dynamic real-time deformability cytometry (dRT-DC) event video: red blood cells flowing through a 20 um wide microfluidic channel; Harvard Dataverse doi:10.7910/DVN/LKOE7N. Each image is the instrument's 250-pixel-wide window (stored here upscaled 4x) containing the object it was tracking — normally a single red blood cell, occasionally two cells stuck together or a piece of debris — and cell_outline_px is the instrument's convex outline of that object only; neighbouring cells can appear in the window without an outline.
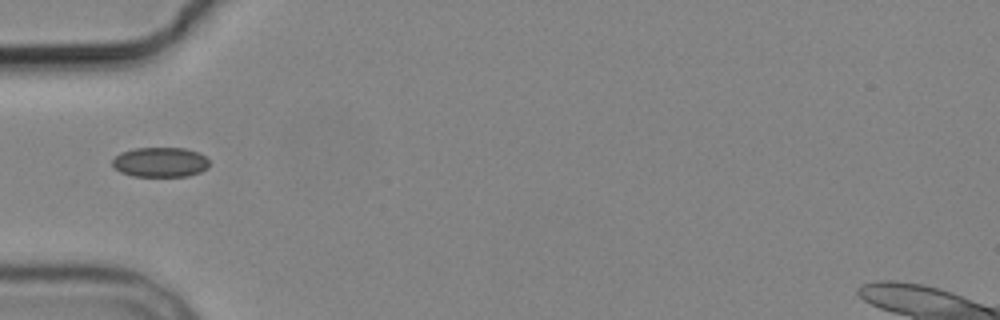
{"species": "common noctule bat (a hibernating species)", "species_latin": "Nyctalus noctula", "temperature_condition": "cold", "stored_images_in_passage": 3, "camera_frame_rate_fps": 3000, "um_per_image_px": 0.085, "animal": {"sex": "male", "body_mass_g": 19.2, "forearm_length_mm": 51.8}, "frame": {"image": 1, "passage_image": 1, "time_ms": 0.0, "image_size_px": [1000, 320], "cell_outline_px": [[208, 168], [200, 172], [188, 176], [132, 176], [120, 172], [112, 164], [112, 160], [120, 152], [136, 148], [184, 148], [200, 152], [208, 160]], "centroid_in_image_um": [13.63, 13.78], "position_along_channel_um": 71.4, "area_um2": 16.88}}
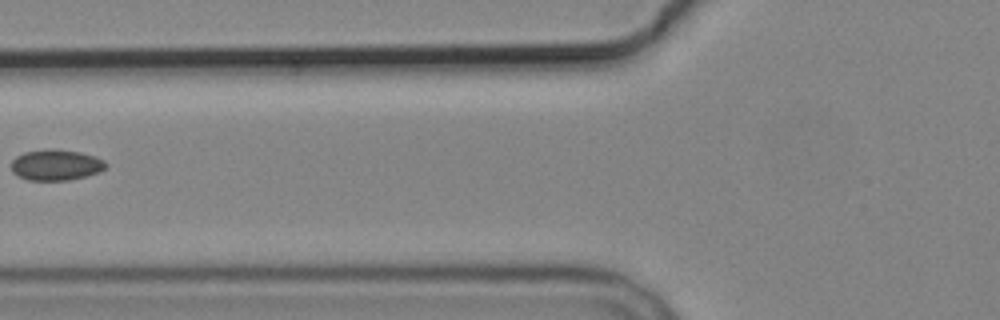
{"frame": {"image": 2, "passage_image": 2, "time_ms": 1.333, "image_size_px": [1000, 320], "cell_outline_px": [[108, 164], [100, 172], [88, 176], [68, 180], [28, 180], [12, 172], [12, 160], [16, 156], [24, 152], [52, 148], [56, 148], [80, 152], [96, 156], [104, 160]], "centroid_in_image_um": [4.79, 14.01], "position_along_channel_um": 121.0, "area_um2": 17.17}}
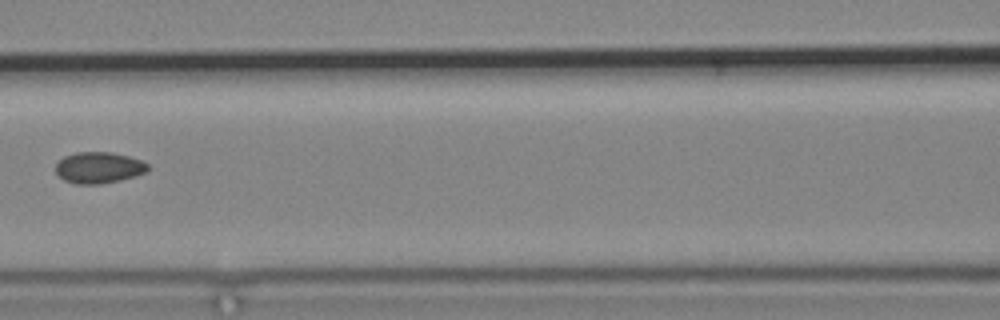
{"frame": {"image": 3, "passage_image": 3, "time_ms": 2.333, "image_size_px": [1000, 320], "cell_outline_px": [[148, 172], [136, 176], [120, 180], [100, 184], [76, 184], [64, 180], [56, 172], [56, 164], [64, 156], [76, 152], [112, 152], [128, 156], [140, 160], [148, 164]], "centroid_in_image_um": [8.41, 14.25], "position_along_channel_um": 158.2, "area_um2": 16.82}}